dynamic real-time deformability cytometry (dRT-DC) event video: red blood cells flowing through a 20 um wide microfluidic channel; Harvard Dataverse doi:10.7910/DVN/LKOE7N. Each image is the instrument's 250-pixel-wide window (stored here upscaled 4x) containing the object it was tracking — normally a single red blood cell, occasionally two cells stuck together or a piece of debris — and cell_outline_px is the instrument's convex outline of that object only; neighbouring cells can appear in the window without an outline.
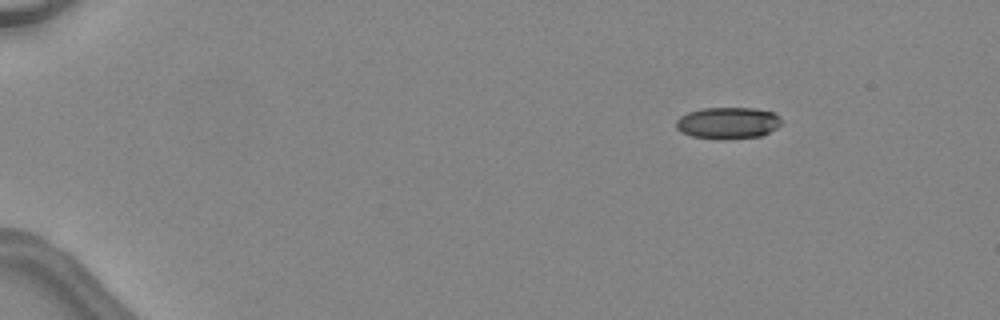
{"species": "common noctule bat (a hibernating species)", "species_latin": "Nyctalus noctula", "temperature_condition": "warm", "stored_images_in_passage": 11, "camera_frame_rate_fps": 3000, "um_per_image_px": 0.085, "animal": {"sex": "female", "body_mass_g": 24.6, "forearm_length_mm": 56.2}, "frame": {"image": 1, "passage_image": 1, "time_ms": 0.0, "image_size_px": [1000, 320], "cell_outline_px": [[780, 124], [776, 128], [760, 136], [728, 140], [724, 140], [692, 136], [680, 132], [676, 128], [676, 120], [680, 116], [688, 112], [700, 108], [756, 108], [772, 112], [780, 120]], "centroid_in_image_um": [61.81, 10.46], "position_along_channel_um": 23.2, "area_um2": 19.48}}
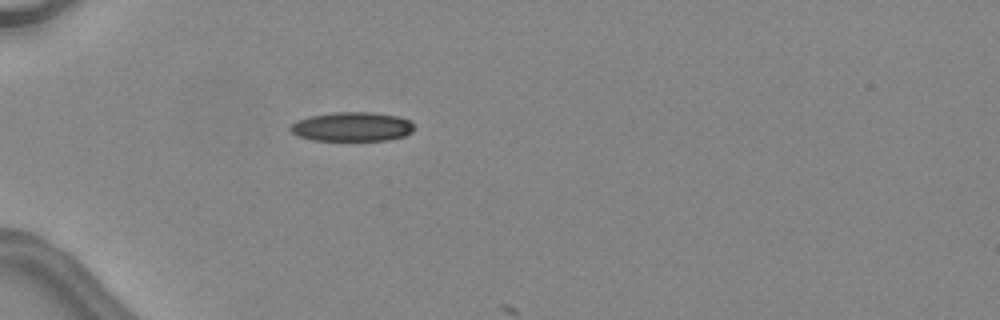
{"frame": {"image": 2, "passage_image": 10, "time_ms": 3.0, "image_size_px": [1000, 320], "cell_outline_px": [[416, 128], [412, 132], [404, 136], [388, 140], [312, 140], [296, 136], [288, 128], [296, 120], [308, 116], [336, 112], [372, 112], [396, 116], [412, 120]], "centroid_in_image_um": [29.93, 10.77], "position_along_channel_um": 55.1, "area_um2": 21.33}}